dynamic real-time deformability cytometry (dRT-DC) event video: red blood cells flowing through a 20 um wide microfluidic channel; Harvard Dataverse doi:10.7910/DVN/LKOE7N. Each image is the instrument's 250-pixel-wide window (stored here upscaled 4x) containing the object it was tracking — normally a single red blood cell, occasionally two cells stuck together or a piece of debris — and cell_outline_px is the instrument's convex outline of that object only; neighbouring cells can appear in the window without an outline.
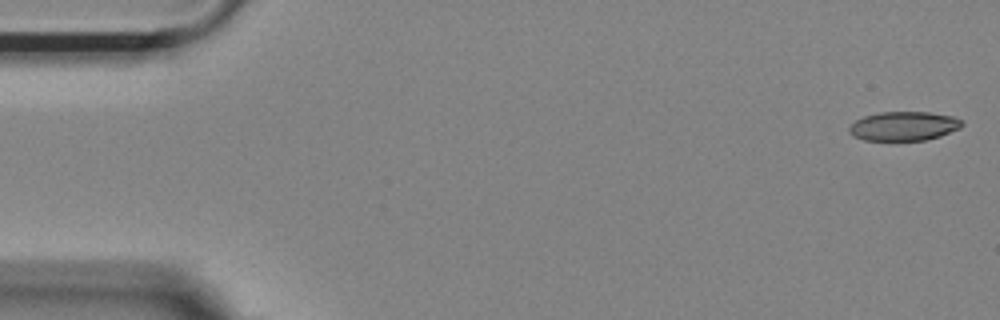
{"species": "Egyptian fruit bat (a non-hibernating species)", "species_latin": "Rousettus aegyptiacus", "temperature_condition": "room temperature", "stored_images_in_passage": 15, "camera_frame_rate_fps": 3000, "um_per_image_px": 0.085, "animal": {"sex": "female"}, "frame": {"image": 1, "passage_image": 1, "time_ms": 0.0, "image_size_px": [1000, 320], "cell_outline_px": [[964, 124], [960, 128], [940, 136], [924, 140], [864, 140], [852, 136], [848, 132], [848, 128], [856, 120], [864, 116], [880, 112], [928, 112], [952, 116], [964, 120]], "centroid_in_image_um": [76.82, 10.72], "position_along_channel_um": 8.2, "area_um2": 19.19}}
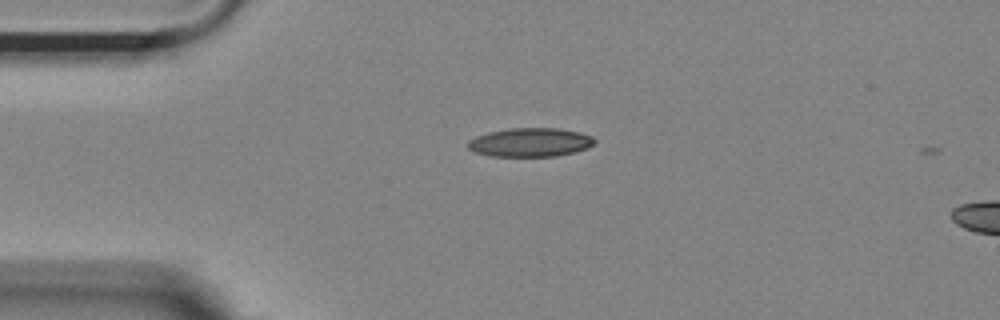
{"frame": {"image": 2, "passage_image": 12, "time_ms": 3.667, "image_size_px": [1000, 320], "cell_outline_px": [[596, 140], [592, 144], [584, 148], [572, 152], [556, 156], [488, 156], [476, 152], [468, 148], [468, 140], [476, 136], [488, 132], [512, 128], [556, 128], [580, 132], [592, 136]], "centroid_in_image_um": [45.03, 12.09], "position_along_channel_um": 40.0, "area_um2": 21.04}}